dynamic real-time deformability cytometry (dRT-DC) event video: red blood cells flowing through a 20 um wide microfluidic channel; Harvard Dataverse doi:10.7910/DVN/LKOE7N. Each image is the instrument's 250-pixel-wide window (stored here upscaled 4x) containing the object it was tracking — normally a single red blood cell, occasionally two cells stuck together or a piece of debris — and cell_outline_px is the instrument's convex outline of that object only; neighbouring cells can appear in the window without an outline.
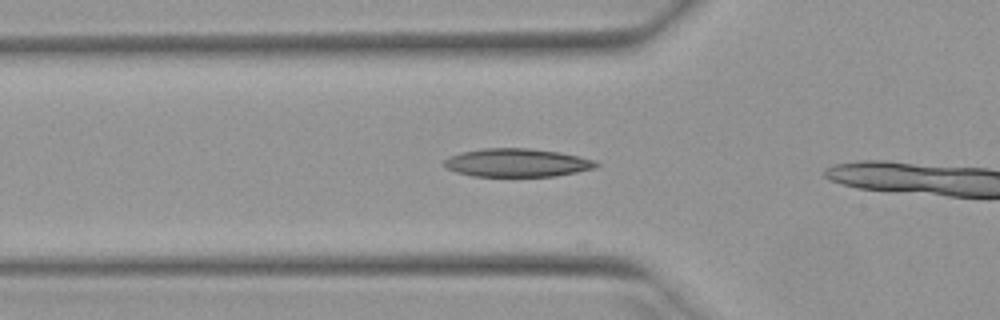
{"species": "Egyptian fruit bat (a non-hibernating species)", "species_latin": "Rousettus aegyptiacus", "temperature_condition": "warm", "stored_images_in_passage": 6, "camera_frame_rate_fps": 3000, "um_per_image_px": 0.085, "animal": {"sex": "female"}, "frame": {"image": 1, "passage_image": 4, "time_ms": 1.0, "image_size_px": [1000, 320], "cell_outline_px": [[600, 164], [596, 168], [576, 172], [552, 176], [472, 176], [456, 172], [444, 168], [444, 160], [460, 152], [484, 148], [532, 148], [560, 152], [580, 156], [596, 160]], "centroid_in_image_um": [43.97, 13.82], "position_along_channel_um": 81.8, "area_um2": 25.2}}